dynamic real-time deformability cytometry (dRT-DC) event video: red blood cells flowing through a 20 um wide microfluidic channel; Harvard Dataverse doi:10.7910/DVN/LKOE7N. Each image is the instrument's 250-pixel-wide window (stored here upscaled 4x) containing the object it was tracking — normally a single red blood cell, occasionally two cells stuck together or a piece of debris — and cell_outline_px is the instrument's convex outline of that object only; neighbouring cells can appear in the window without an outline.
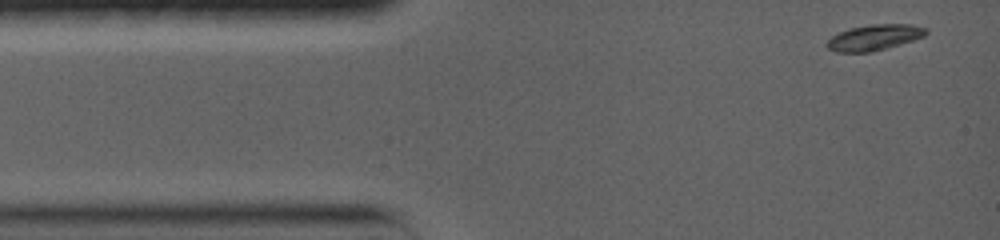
{"species": "common noctule bat (a hibernating species)", "species_latin": "Nyctalus noctula", "temperature_condition": "warm", "stored_images_in_passage": 1, "camera_frame_rate_fps": 5000, "um_per_image_px": 0.085, "animal": {"sex": "female", "body_mass_g": 19.0, "forearm_length_mm": 56.7}, "frame": {"image": 1, "passage_image": 1, "time_ms": 0.0, "image_size_px": [1000, 240], "cell_outline_px": [[928, 32], [924, 36], [900, 44], [872, 52], [836, 52], [828, 48], [824, 44], [832, 36], [848, 28], [872, 24], [912, 24], [928, 28]], "centroid_in_image_um": [74.31, 3.18], "position_along_channel_um": 10.7, "area_um2": 14.91}}